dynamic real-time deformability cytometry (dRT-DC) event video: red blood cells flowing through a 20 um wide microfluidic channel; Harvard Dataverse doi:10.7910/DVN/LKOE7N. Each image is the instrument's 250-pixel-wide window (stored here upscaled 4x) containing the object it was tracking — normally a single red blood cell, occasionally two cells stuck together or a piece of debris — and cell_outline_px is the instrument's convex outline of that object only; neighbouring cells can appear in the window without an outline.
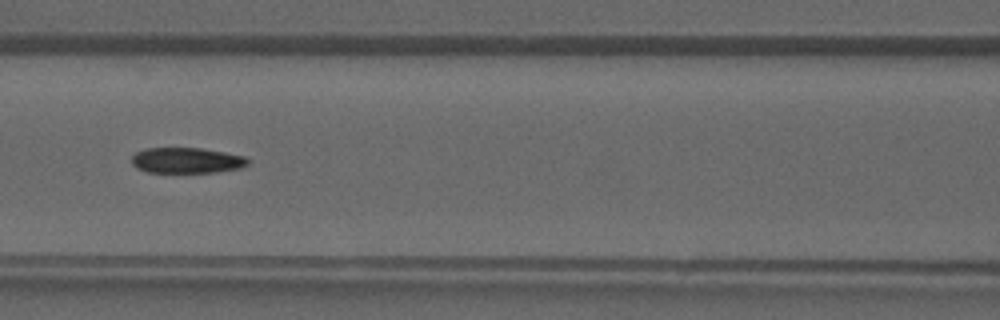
{"species": "common noctule bat (a hibernating species)", "species_latin": "Nyctalus noctula", "temperature_condition": "warm", "stored_images_in_passage": 41, "camera_frame_rate_fps": 3000, "um_per_image_px": 0.085, "animal": {"sex": "male", "forearm_length_mm": 52.5}, "frame": {"image": 1, "passage_image": 18, "time_ms": 5.667, "image_size_px": [1000, 320], "cell_outline_px": [[252, 160], [248, 164], [240, 168], [216, 172], [148, 172], [136, 168], [132, 164], [132, 156], [136, 152], [144, 148], [200, 148], [224, 152], [244, 156]], "centroid_in_image_um": [15.87, 13.63], "position_along_channel_um": 150.7, "area_um2": 17.4}}
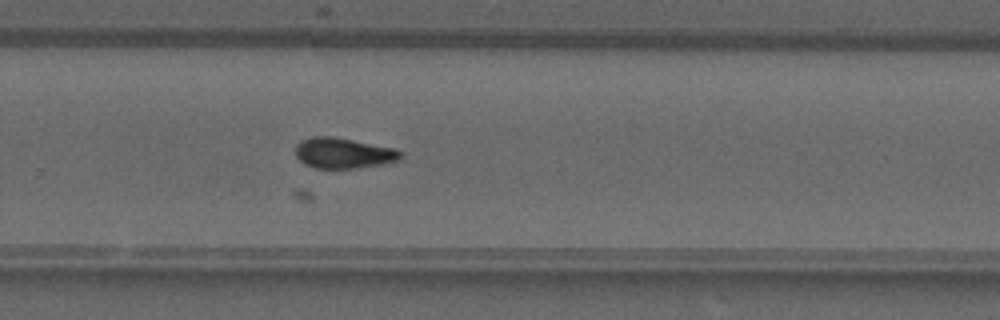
{"frame": {"image": 2, "passage_image": 27, "time_ms": 8.667, "image_size_px": [1000, 320], "cell_outline_px": [[404, 152], [400, 160], [384, 164], [360, 168], [316, 168], [304, 164], [296, 156], [296, 144], [300, 140], [312, 136], [332, 136], [396, 148]], "centroid_in_image_um": [29.22, 13.01], "position_along_channel_um": 300.6, "area_um2": 19.02}}
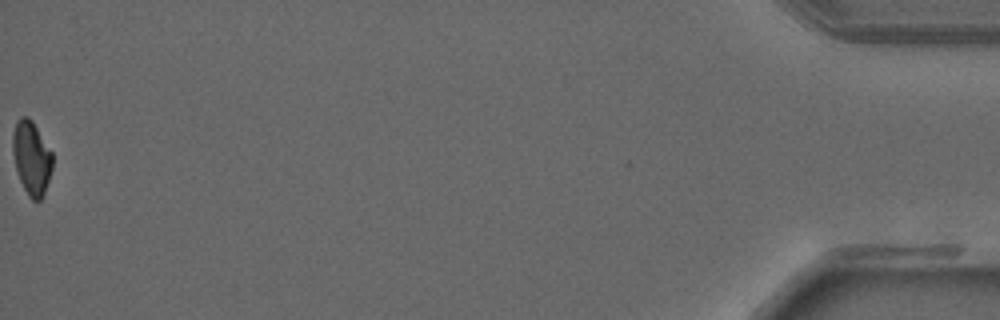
{"frame": {"image": 3, "passage_image": 41, "time_ms": 13.333, "image_size_px": [1000, 320], "cell_outline_px": [[52, 168], [44, 192], [40, 200], [32, 200], [28, 196], [20, 180], [16, 168], [12, 152], [12, 136], [16, 120], [20, 116], [28, 116], [32, 120], [52, 152]], "centroid_in_image_um": [2.66, 13.38], "position_along_channel_um": 432.5, "area_um2": 16.99}}